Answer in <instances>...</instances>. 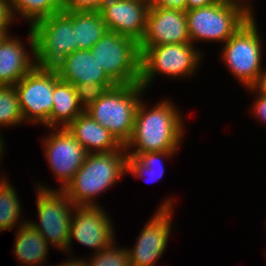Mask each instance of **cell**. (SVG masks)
I'll use <instances>...</instances> for the list:
<instances>
[{"instance_id": "obj_17", "label": "cell", "mask_w": 266, "mask_h": 266, "mask_svg": "<svg viewBox=\"0 0 266 266\" xmlns=\"http://www.w3.org/2000/svg\"><path fill=\"white\" fill-rule=\"evenodd\" d=\"M59 78L72 85L115 84L99 66L90 50H77L67 55L64 72Z\"/></svg>"}, {"instance_id": "obj_10", "label": "cell", "mask_w": 266, "mask_h": 266, "mask_svg": "<svg viewBox=\"0 0 266 266\" xmlns=\"http://www.w3.org/2000/svg\"><path fill=\"white\" fill-rule=\"evenodd\" d=\"M59 77L42 73L36 66L14 85L24 119L43 122L49 127L55 81Z\"/></svg>"}, {"instance_id": "obj_2", "label": "cell", "mask_w": 266, "mask_h": 266, "mask_svg": "<svg viewBox=\"0 0 266 266\" xmlns=\"http://www.w3.org/2000/svg\"><path fill=\"white\" fill-rule=\"evenodd\" d=\"M173 107L166 101L147 112L139 102L132 136L124 146L129 148L134 144L137 148L128 156L137 157L140 153L175 151L177 149L181 140L183 124L178 112Z\"/></svg>"}, {"instance_id": "obj_34", "label": "cell", "mask_w": 266, "mask_h": 266, "mask_svg": "<svg viewBox=\"0 0 266 266\" xmlns=\"http://www.w3.org/2000/svg\"><path fill=\"white\" fill-rule=\"evenodd\" d=\"M61 266H88V263L84 262V261H78V260H72L69 262H66L65 264H61Z\"/></svg>"}, {"instance_id": "obj_18", "label": "cell", "mask_w": 266, "mask_h": 266, "mask_svg": "<svg viewBox=\"0 0 266 266\" xmlns=\"http://www.w3.org/2000/svg\"><path fill=\"white\" fill-rule=\"evenodd\" d=\"M22 46L17 40L0 37V85L14 86L36 66Z\"/></svg>"}, {"instance_id": "obj_31", "label": "cell", "mask_w": 266, "mask_h": 266, "mask_svg": "<svg viewBox=\"0 0 266 266\" xmlns=\"http://www.w3.org/2000/svg\"><path fill=\"white\" fill-rule=\"evenodd\" d=\"M260 95V98L255 103L256 105H254V112L266 121V95L262 93H260Z\"/></svg>"}, {"instance_id": "obj_27", "label": "cell", "mask_w": 266, "mask_h": 266, "mask_svg": "<svg viewBox=\"0 0 266 266\" xmlns=\"http://www.w3.org/2000/svg\"><path fill=\"white\" fill-rule=\"evenodd\" d=\"M116 84H89L84 83L75 84L74 88L78 98V102L83 104V110L95 103L102 97L108 89L115 87ZM82 102V103H81Z\"/></svg>"}, {"instance_id": "obj_16", "label": "cell", "mask_w": 266, "mask_h": 266, "mask_svg": "<svg viewBox=\"0 0 266 266\" xmlns=\"http://www.w3.org/2000/svg\"><path fill=\"white\" fill-rule=\"evenodd\" d=\"M67 129L88 154L92 152L90 150L94 147L97 151L99 150L98 153H108L122 148L125 151L126 149L107 129L93 120L85 111L76 117L67 126Z\"/></svg>"}, {"instance_id": "obj_13", "label": "cell", "mask_w": 266, "mask_h": 266, "mask_svg": "<svg viewBox=\"0 0 266 266\" xmlns=\"http://www.w3.org/2000/svg\"><path fill=\"white\" fill-rule=\"evenodd\" d=\"M155 217L142 230L134 250H127L131 266H154L162 255L170 233V200L166 201Z\"/></svg>"}, {"instance_id": "obj_30", "label": "cell", "mask_w": 266, "mask_h": 266, "mask_svg": "<svg viewBox=\"0 0 266 266\" xmlns=\"http://www.w3.org/2000/svg\"><path fill=\"white\" fill-rule=\"evenodd\" d=\"M187 0H152L150 6L186 11Z\"/></svg>"}, {"instance_id": "obj_21", "label": "cell", "mask_w": 266, "mask_h": 266, "mask_svg": "<svg viewBox=\"0 0 266 266\" xmlns=\"http://www.w3.org/2000/svg\"><path fill=\"white\" fill-rule=\"evenodd\" d=\"M48 242L29 222L25 223L17 234L15 253L21 263L28 265L43 262L47 254ZM24 261V262H23ZM41 261V262H40Z\"/></svg>"}, {"instance_id": "obj_5", "label": "cell", "mask_w": 266, "mask_h": 266, "mask_svg": "<svg viewBox=\"0 0 266 266\" xmlns=\"http://www.w3.org/2000/svg\"><path fill=\"white\" fill-rule=\"evenodd\" d=\"M90 51L116 85L140 82L141 53L133 39L107 31Z\"/></svg>"}, {"instance_id": "obj_29", "label": "cell", "mask_w": 266, "mask_h": 266, "mask_svg": "<svg viewBox=\"0 0 266 266\" xmlns=\"http://www.w3.org/2000/svg\"><path fill=\"white\" fill-rule=\"evenodd\" d=\"M10 4L5 1L0 0V37L7 36L6 28L12 20Z\"/></svg>"}, {"instance_id": "obj_20", "label": "cell", "mask_w": 266, "mask_h": 266, "mask_svg": "<svg viewBox=\"0 0 266 266\" xmlns=\"http://www.w3.org/2000/svg\"><path fill=\"white\" fill-rule=\"evenodd\" d=\"M73 31L78 50H90L108 30L100 12L73 11Z\"/></svg>"}, {"instance_id": "obj_24", "label": "cell", "mask_w": 266, "mask_h": 266, "mask_svg": "<svg viewBox=\"0 0 266 266\" xmlns=\"http://www.w3.org/2000/svg\"><path fill=\"white\" fill-rule=\"evenodd\" d=\"M14 189L7 182H0V231L14 227L20 214V205Z\"/></svg>"}, {"instance_id": "obj_22", "label": "cell", "mask_w": 266, "mask_h": 266, "mask_svg": "<svg viewBox=\"0 0 266 266\" xmlns=\"http://www.w3.org/2000/svg\"><path fill=\"white\" fill-rule=\"evenodd\" d=\"M12 6L26 19H33L32 25L41 19L62 12L61 0H12L10 8Z\"/></svg>"}, {"instance_id": "obj_32", "label": "cell", "mask_w": 266, "mask_h": 266, "mask_svg": "<svg viewBox=\"0 0 266 266\" xmlns=\"http://www.w3.org/2000/svg\"><path fill=\"white\" fill-rule=\"evenodd\" d=\"M219 0H187L186 10H191L194 8L207 7L213 5Z\"/></svg>"}, {"instance_id": "obj_6", "label": "cell", "mask_w": 266, "mask_h": 266, "mask_svg": "<svg viewBox=\"0 0 266 266\" xmlns=\"http://www.w3.org/2000/svg\"><path fill=\"white\" fill-rule=\"evenodd\" d=\"M251 15L250 8L223 0L207 7L186 10L191 43L195 39L226 42Z\"/></svg>"}, {"instance_id": "obj_1", "label": "cell", "mask_w": 266, "mask_h": 266, "mask_svg": "<svg viewBox=\"0 0 266 266\" xmlns=\"http://www.w3.org/2000/svg\"><path fill=\"white\" fill-rule=\"evenodd\" d=\"M36 67L45 74L60 77L67 55L78 50L73 31V11L59 12L31 25L29 34Z\"/></svg>"}, {"instance_id": "obj_26", "label": "cell", "mask_w": 266, "mask_h": 266, "mask_svg": "<svg viewBox=\"0 0 266 266\" xmlns=\"http://www.w3.org/2000/svg\"><path fill=\"white\" fill-rule=\"evenodd\" d=\"M93 261L88 266H131L129 253L126 249L117 250L112 244L101 251H96Z\"/></svg>"}, {"instance_id": "obj_35", "label": "cell", "mask_w": 266, "mask_h": 266, "mask_svg": "<svg viewBox=\"0 0 266 266\" xmlns=\"http://www.w3.org/2000/svg\"><path fill=\"white\" fill-rule=\"evenodd\" d=\"M2 148H3V145H2V142H1V139H0V154L3 152Z\"/></svg>"}, {"instance_id": "obj_9", "label": "cell", "mask_w": 266, "mask_h": 266, "mask_svg": "<svg viewBox=\"0 0 266 266\" xmlns=\"http://www.w3.org/2000/svg\"><path fill=\"white\" fill-rule=\"evenodd\" d=\"M44 188L39 186L37 197V210L41 224L29 223L47 242L68 250L71 243L69 235L72 220L69 206L74 205L62 190L59 194V192Z\"/></svg>"}, {"instance_id": "obj_4", "label": "cell", "mask_w": 266, "mask_h": 266, "mask_svg": "<svg viewBox=\"0 0 266 266\" xmlns=\"http://www.w3.org/2000/svg\"><path fill=\"white\" fill-rule=\"evenodd\" d=\"M142 90L140 83L116 85L84 111L125 146L133 133L138 93Z\"/></svg>"}, {"instance_id": "obj_37", "label": "cell", "mask_w": 266, "mask_h": 266, "mask_svg": "<svg viewBox=\"0 0 266 266\" xmlns=\"http://www.w3.org/2000/svg\"><path fill=\"white\" fill-rule=\"evenodd\" d=\"M2 1H5L9 4V2L11 3L12 0H2Z\"/></svg>"}, {"instance_id": "obj_11", "label": "cell", "mask_w": 266, "mask_h": 266, "mask_svg": "<svg viewBox=\"0 0 266 266\" xmlns=\"http://www.w3.org/2000/svg\"><path fill=\"white\" fill-rule=\"evenodd\" d=\"M150 3L140 0H106L99 12L108 31L140 44L146 32Z\"/></svg>"}, {"instance_id": "obj_3", "label": "cell", "mask_w": 266, "mask_h": 266, "mask_svg": "<svg viewBox=\"0 0 266 266\" xmlns=\"http://www.w3.org/2000/svg\"><path fill=\"white\" fill-rule=\"evenodd\" d=\"M120 151L86 155L80 169L62 189L74 206H94L91 198L112 186L126 172L128 154L124 156Z\"/></svg>"}, {"instance_id": "obj_15", "label": "cell", "mask_w": 266, "mask_h": 266, "mask_svg": "<svg viewBox=\"0 0 266 266\" xmlns=\"http://www.w3.org/2000/svg\"><path fill=\"white\" fill-rule=\"evenodd\" d=\"M75 209L78 211L71 220L69 239L74 236L79 243L100 251L113 243L110 219L99 206H75Z\"/></svg>"}, {"instance_id": "obj_7", "label": "cell", "mask_w": 266, "mask_h": 266, "mask_svg": "<svg viewBox=\"0 0 266 266\" xmlns=\"http://www.w3.org/2000/svg\"><path fill=\"white\" fill-rule=\"evenodd\" d=\"M261 45L254 17H250L225 44L223 58L236 78L249 88L258 79L261 62Z\"/></svg>"}, {"instance_id": "obj_12", "label": "cell", "mask_w": 266, "mask_h": 266, "mask_svg": "<svg viewBox=\"0 0 266 266\" xmlns=\"http://www.w3.org/2000/svg\"><path fill=\"white\" fill-rule=\"evenodd\" d=\"M191 43L186 11L150 6L146 32L139 46Z\"/></svg>"}, {"instance_id": "obj_28", "label": "cell", "mask_w": 266, "mask_h": 266, "mask_svg": "<svg viewBox=\"0 0 266 266\" xmlns=\"http://www.w3.org/2000/svg\"><path fill=\"white\" fill-rule=\"evenodd\" d=\"M62 11H97L102 8L106 0H61Z\"/></svg>"}, {"instance_id": "obj_25", "label": "cell", "mask_w": 266, "mask_h": 266, "mask_svg": "<svg viewBox=\"0 0 266 266\" xmlns=\"http://www.w3.org/2000/svg\"><path fill=\"white\" fill-rule=\"evenodd\" d=\"M24 120L14 86L0 85V125L18 124Z\"/></svg>"}, {"instance_id": "obj_33", "label": "cell", "mask_w": 266, "mask_h": 266, "mask_svg": "<svg viewBox=\"0 0 266 266\" xmlns=\"http://www.w3.org/2000/svg\"><path fill=\"white\" fill-rule=\"evenodd\" d=\"M256 88H258L260 90L259 91L260 93L266 95V72H264L262 70L260 71L258 79L255 82V84L252 87H250L251 90L252 89L254 90Z\"/></svg>"}, {"instance_id": "obj_14", "label": "cell", "mask_w": 266, "mask_h": 266, "mask_svg": "<svg viewBox=\"0 0 266 266\" xmlns=\"http://www.w3.org/2000/svg\"><path fill=\"white\" fill-rule=\"evenodd\" d=\"M55 133L46 139L45 151L53 172L61 179L65 188L84 163L88 153L67 127H62Z\"/></svg>"}, {"instance_id": "obj_36", "label": "cell", "mask_w": 266, "mask_h": 266, "mask_svg": "<svg viewBox=\"0 0 266 266\" xmlns=\"http://www.w3.org/2000/svg\"><path fill=\"white\" fill-rule=\"evenodd\" d=\"M223 1H227V2H232V3H235L234 0H223Z\"/></svg>"}, {"instance_id": "obj_19", "label": "cell", "mask_w": 266, "mask_h": 266, "mask_svg": "<svg viewBox=\"0 0 266 266\" xmlns=\"http://www.w3.org/2000/svg\"><path fill=\"white\" fill-rule=\"evenodd\" d=\"M52 97L53 106L49 116V128L55 126L56 122L58 123L59 121L64 122L62 127H67L84 111L79 107L74 85L60 78L55 81Z\"/></svg>"}, {"instance_id": "obj_23", "label": "cell", "mask_w": 266, "mask_h": 266, "mask_svg": "<svg viewBox=\"0 0 266 266\" xmlns=\"http://www.w3.org/2000/svg\"><path fill=\"white\" fill-rule=\"evenodd\" d=\"M173 152L175 151H153L140 153L137 157L127 156L126 171L132 172L135 176L137 175L138 177L143 176V173H145L146 171V173L148 172L151 178H156L153 180L160 179L164 174V168L163 165H161L162 163L160 164L161 161H159V159L163 156H169ZM156 164L161 170L158 176L155 177L156 169L154 168V165Z\"/></svg>"}, {"instance_id": "obj_8", "label": "cell", "mask_w": 266, "mask_h": 266, "mask_svg": "<svg viewBox=\"0 0 266 266\" xmlns=\"http://www.w3.org/2000/svg\"><path fill=\"white\" fill-rule=\"evenodd\" d=\"M191 43L139 46L141 53L140 84L145 88L156 72L173 76L191 74L199 62V54Z\"/></svg>"}]
</instances>
